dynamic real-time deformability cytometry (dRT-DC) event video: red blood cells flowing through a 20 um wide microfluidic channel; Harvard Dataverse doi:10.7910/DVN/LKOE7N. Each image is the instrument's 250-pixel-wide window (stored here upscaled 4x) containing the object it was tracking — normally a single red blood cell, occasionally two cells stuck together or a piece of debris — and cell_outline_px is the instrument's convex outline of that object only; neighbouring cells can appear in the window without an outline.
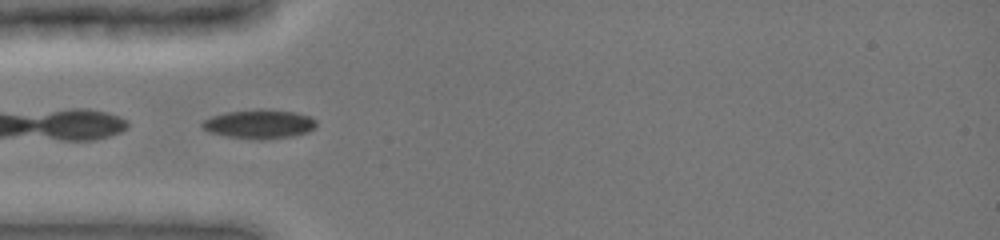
{"species": "common noctule bat (a hibernating species)", "species_latin": "Nyctalus noctula", "temperature_condition": "cold", "stored_images_in_passage": 14, "camera_frame_rate_fps": 3000, "um_per_image_px": 0.085, "animal": {"sex": "female", "body_mass_g": 19.0, "forearm_length_mm": 51.5}, "frame": {"image": 1, "passage_image": 1, "time_ms": 0.0, "image_size_px": [1000, 240], "cell_outline_px": [[316, 124], [308, 132], [292, 136], [264, 140], [260, 140], [224, 136], [208, 132], [200, 124], [204, 120], [212, 116], [224, 112], [256, 108], [264, 108], [296, 112], [308, 116], [316, 120]], "centroid_in_image_um": [22.01, 10.53], "position_along_channel_um": 63.0, "area_um2": 19.59}}
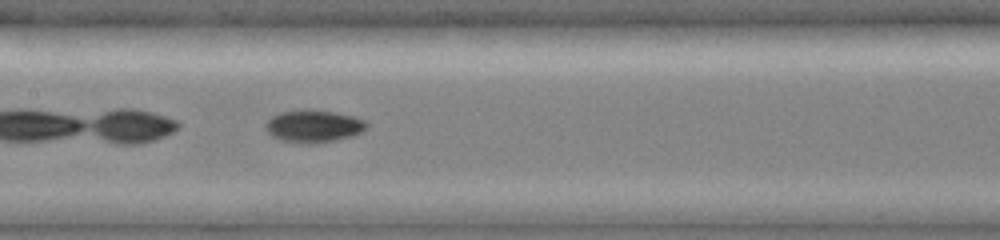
{"frame": {"image": 2, "passage_image": 10, "time_ms": 3.0, "image_size_px": [1000, 240], "cell_outline_px": [[368, 128], [352, 136], [316, 144], [300, 144], [284, 140], [272, 136], [264, 128], [264, 124], [272, 116], [280, 112], [304, 108], [336, 112], [352, 116], [364, 120], [368, 124]], "centroid_in_image_um": [26.63, 10.71], "position_along_channel_um": 180.8, "area_um2": 19.36}}